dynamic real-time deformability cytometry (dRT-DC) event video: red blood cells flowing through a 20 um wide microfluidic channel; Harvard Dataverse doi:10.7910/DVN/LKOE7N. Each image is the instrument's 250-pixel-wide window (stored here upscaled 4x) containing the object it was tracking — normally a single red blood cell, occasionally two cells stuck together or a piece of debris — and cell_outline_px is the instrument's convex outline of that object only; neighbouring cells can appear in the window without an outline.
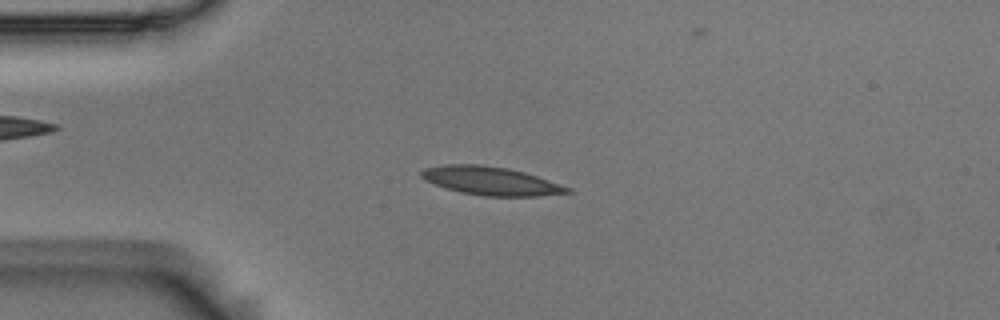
{"species": "Egyptian fruit bat (a non-hibernating species)", "species_latin": "Rousettus aegyptiacus", "temperature_condition": "room temperature", "stored_images_in_passage": 53, "camera_frame_rate_fps": 3000, "um_per_image_px": 0.085, "animal": {"sex": "male"}, "frame": {"image": 1, "passage_image": 12, "time_ms": 3.667, "image_size_px": [1000, 320], "cell_outline_px": [[572, 192], [536, 196], [484, 196], [460, 192], [424, 180], [420, 176], [420, 172], [424, 168], [444, 164], [480, 164], [508, 168], [524, 172], [572, 188]], "centroid_in_image_um": [41.7, 15.37], "position_along_channel_um": 43.3, "area_um2": 24.04}}
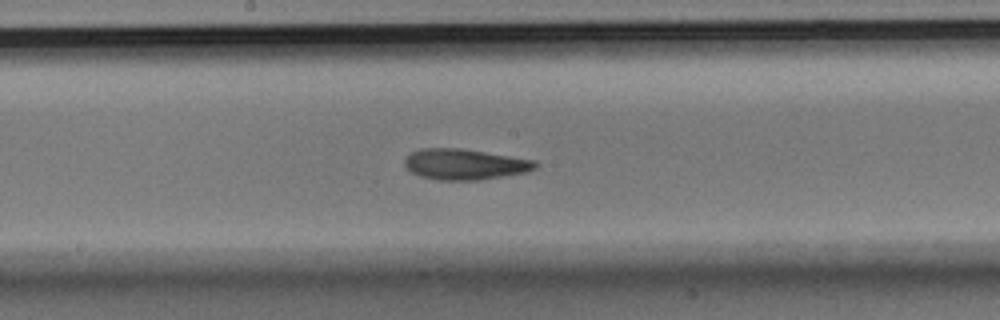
{"frame": {"image": 2, "passage_image": 27, "time_ms": 8.667, "image_size_px": [1000, 320], "cell_outline_px": [[540, 164], [536, 168], [528, 172], [480, 180], [436, 180], [420, 176], [412, 172], [404, 164], [404, 160], [412, 152], [420, 148], [460, 148], [536, 160]], "centroid_in_image_um": [39.54, 13.97], "position_along_channel_um": 208.7, "area_um2": 23.52}}
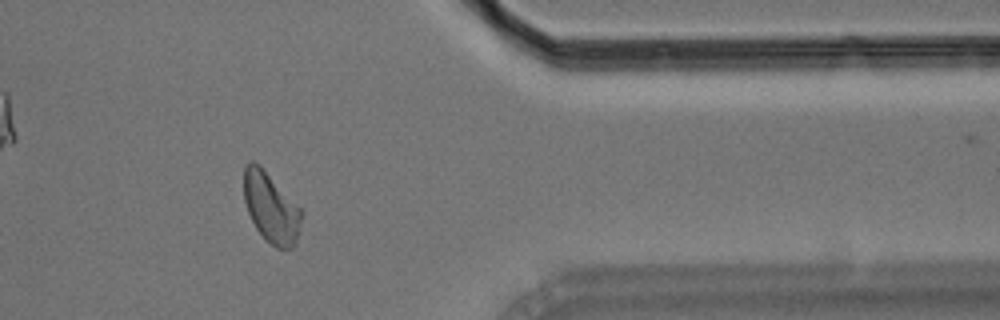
{"frame": {"image": 3, "passage_image": 43, "time_ms": 14.0, "image_size_px": [1000, 320], "cell_outline_px": [[304, 212], [296, 244], [292, 248], [276, 248], [264, 240], [256, 228], [248, 212], [244, 200], [244, 168], [252, 160], [260, 164]], "centroid_in_image_um": [23.05, 17.67], "position_along_channel_um": 388.4, "area_um2": 23.7}, "authors_computed_cell_mechanics": {"area_um2": 22.9466, "velocity_mm_per_s": 3.714, "shape_relaxation_time_tau1_ms": 8.0382, "shape_relaxation_time_tau2_ms": 3.1274, "deformation_change_tau1": 0.192, "deformation_change_tau2": 0.088}}